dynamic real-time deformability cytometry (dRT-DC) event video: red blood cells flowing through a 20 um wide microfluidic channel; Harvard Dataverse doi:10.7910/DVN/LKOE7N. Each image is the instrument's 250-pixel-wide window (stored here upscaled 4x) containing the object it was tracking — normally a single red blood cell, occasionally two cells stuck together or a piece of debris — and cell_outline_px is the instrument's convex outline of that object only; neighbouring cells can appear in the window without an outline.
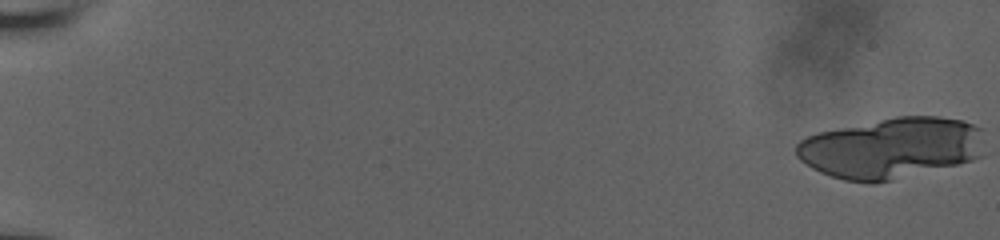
{"species": "human", "species_latin": "Homo sapiens", "temperature_condition": "room temperature", "stored_images_in_passage": 22, "camera_frame_rate_fps": 3000, "um_per_image_px": 0.085, "donor": {"sex": "male"}, "frame": {"image": 1, "passage_image": 1, "time_ms": 0.0, "image_size_px": [1000, 240], "cell_outline_px": [[984, 128], [980, 156], [972, 160], [892, 180], [872, 184], [868, 184], [844, 180], [820, 172], [812, 168], [800, 160], [796, 156], [796, 144], [800, 140], [808, 136], [820, 132], [896, 116], [940, 116], [964, 120]], "centroid_in_image_um": [75.76, 12.57], "position_along_channel_um": 9.2, "area_um2": 66.76}}